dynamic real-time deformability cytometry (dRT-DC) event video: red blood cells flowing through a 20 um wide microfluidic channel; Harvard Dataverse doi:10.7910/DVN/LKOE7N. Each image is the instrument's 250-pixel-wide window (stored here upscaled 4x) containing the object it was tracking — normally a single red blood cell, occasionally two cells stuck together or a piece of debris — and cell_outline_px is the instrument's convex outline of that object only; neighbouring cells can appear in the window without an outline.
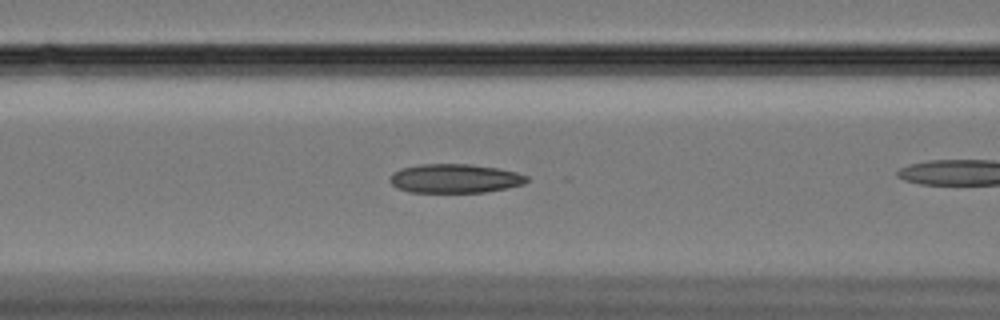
{"species": "Egyptian fruit bat (a non-hibernating species)", "species_latin": "Rousettus aegyptiacus", "temperature_condition": "cold", "stored_images_in_passage": 48, "camera_frame_rate_fps": 3000, "um_per_image_px": 0.085, "animal": {"sex": "female"}, "frame": {"image": 1, "passage_image": 25, "time_ms": 8.0, "image_size_px": [1000, 320], "cell_outline_px": [[528, 180], [524, 184], [508, 188], [484, 192], [408, 192], [392, 184], [388, 180], [392, 172], [400, 168], [420, 164], [468, 164], [496, 168], [516, 172], [528, 176]], "centroid_in_image_um": [38.65, 15.17], "position_along_channel_um": 128.0, "area_um2": 23.12}}
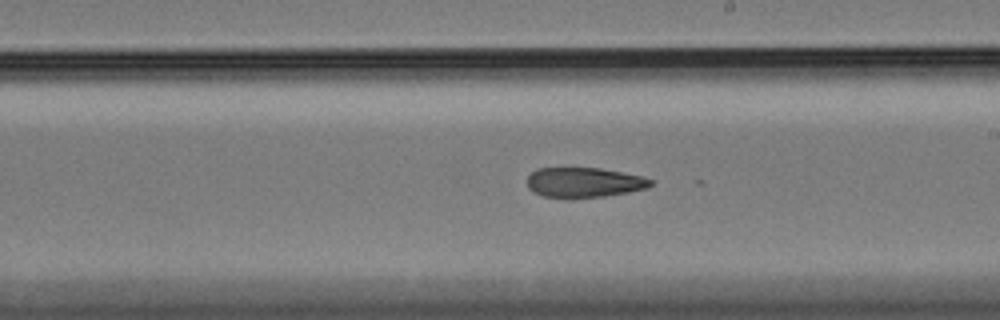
{"frame": {"image": 2, "passage_image": 35, "time_ms": 11.333, "image_size_px": [1000, 320], "cell_outline_px": [[652, 184], [648, 188], [628, 192], [604, 196], [572, 200], [544, 196], [528, 188], [528, 176], [536, 168], [600, 168], [640, 176], [652, 180]], "centroid_in_image_um": [49.62, 15.53], "position_along_channel_um": 239.4, "area_um2": 21.73}}
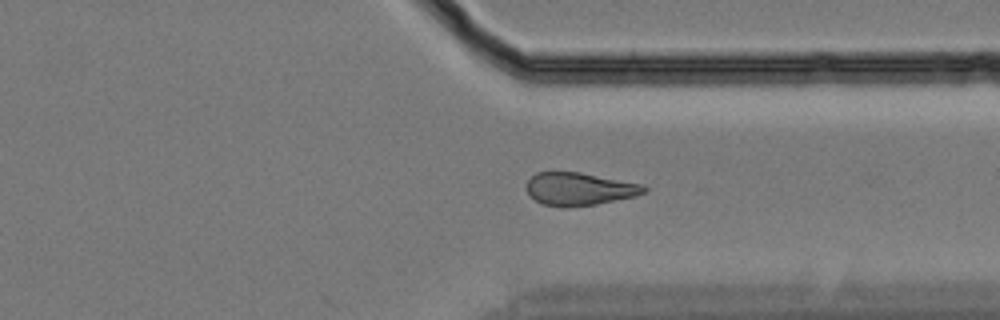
{"frame": {"image": 3, "passage_image": 46, "time_ms": 15.0, "image_size_px": [1000, 320], "cell_outline_px": [[648, 188], [644, 192], [636, 196], [596, 204], [564, 208], [560, 208], [544, 204], [536, 200], [528, 192], [528, 180], [536, 172], [580, 172], [640, 184]], "centroid_in_image_um": [49.24, 16.07], "position_along_channel_um": 362.2, "area_um2": 22.2}}